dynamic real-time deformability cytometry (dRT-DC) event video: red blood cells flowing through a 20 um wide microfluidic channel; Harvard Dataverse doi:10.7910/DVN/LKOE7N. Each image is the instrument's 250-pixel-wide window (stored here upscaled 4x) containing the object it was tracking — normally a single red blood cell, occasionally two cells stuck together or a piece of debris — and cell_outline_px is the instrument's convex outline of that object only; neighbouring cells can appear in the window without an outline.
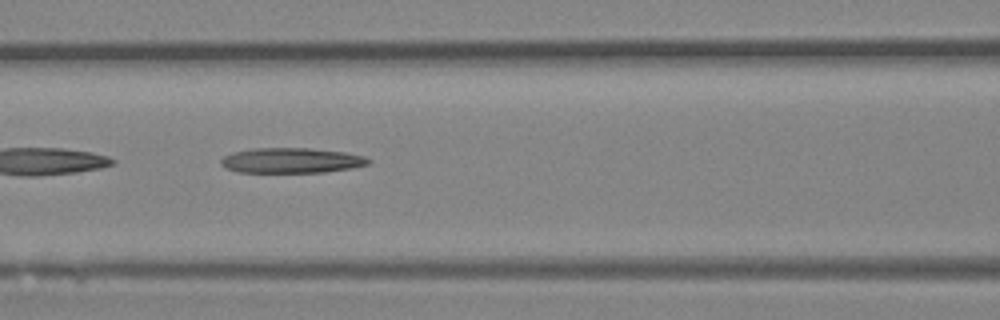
{"species": "Egyptian fruit bat (a non-hibernating species)", "species_latin": "Rousettus aegyptiacus", "temperature_condition": "room temperature", "stored_images_in_passage": 38, "camera_frame_rate_fps": 3000, "um_per_image_px": 0.085, "animal": {"sex": "female"}, "frame": {"image": 1, "passage_image": 12, "time_ms": 3.667, "image_size_px": [1000, 320], "cell_outline_px": [[372, 160], [368, 164], [352, 168], [324, 172], [236, 172], [220, 164], [220, 160], [224, 156], [232, 152], [252, 148], [308, 148], [344, 152], [364, 156]], "centroid_in_image_um": [24.76, 13.63], "position_along_channel_um": 141.8, "area_um2": 21.62}}
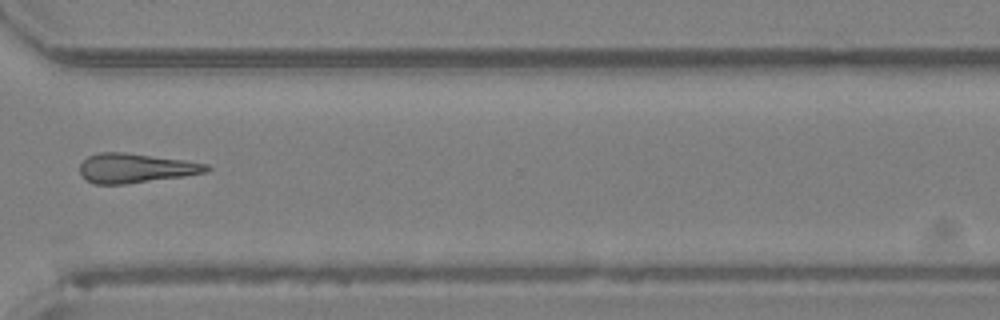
{"frame": {"image": 2, "passage_image": 27, "time_ms": 8.667, "image_size_px": [1000, 320], "cell_outline_px": [[212, 168], [208, 172], [184, 176], [124, 184], [96, 184], [88, 180], [80, 172], [80, 164], [88, 156], [100, 152], [124, 152], [184, 160], [208, 164]], "centroid_in_image_um": [11.56, 14.28], "position_along_channel_um": 359.0, "area_um2": 21.56}}